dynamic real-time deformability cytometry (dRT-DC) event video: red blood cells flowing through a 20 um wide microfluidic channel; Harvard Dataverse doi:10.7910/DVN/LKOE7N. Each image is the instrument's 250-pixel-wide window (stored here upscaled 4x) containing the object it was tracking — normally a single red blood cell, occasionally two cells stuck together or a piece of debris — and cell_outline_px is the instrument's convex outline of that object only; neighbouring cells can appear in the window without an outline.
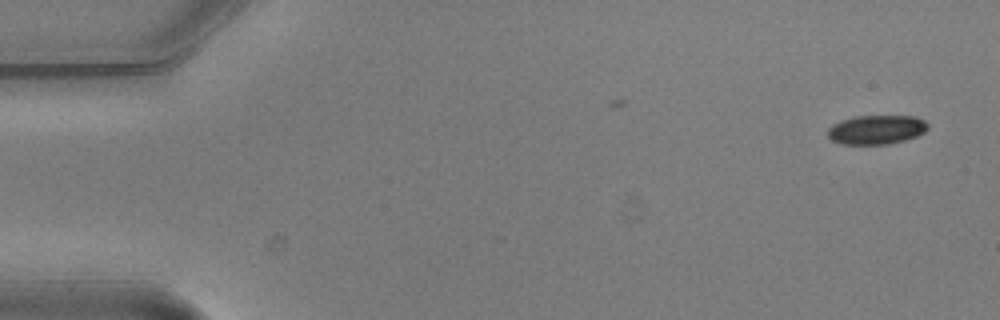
{"species": "common noctule bat (a hibernating species)", "species_latin": "Nyctalus noctula", "temperature_condition": "warm", "stored_images_in_passage": 2, "camera_frame_rate_fps": 3000, "um_per_image_px": 0.085, "animal": {"sex": "male", "body_mass_g": 20.5, "forearm_length_mm": 52.5}, "frame": {"image": 1, "passage_image": 2, "time_ms": 0.333, "image_size_px": [1000, 320], "cell_outline_px": [[928, 128], [924, 132], [916, 136], [904, 140], [888, 144], [840, 144], [832, 140], [828, 136], [828, 128], [832, 124], [840, 120], [856, 116], [916, 116], [924, 120], [928, 124]], "centroid_in_image_um": [74.48, 11.01], "position_along_channel_um": 10.5, "area_um2": 17.05}}